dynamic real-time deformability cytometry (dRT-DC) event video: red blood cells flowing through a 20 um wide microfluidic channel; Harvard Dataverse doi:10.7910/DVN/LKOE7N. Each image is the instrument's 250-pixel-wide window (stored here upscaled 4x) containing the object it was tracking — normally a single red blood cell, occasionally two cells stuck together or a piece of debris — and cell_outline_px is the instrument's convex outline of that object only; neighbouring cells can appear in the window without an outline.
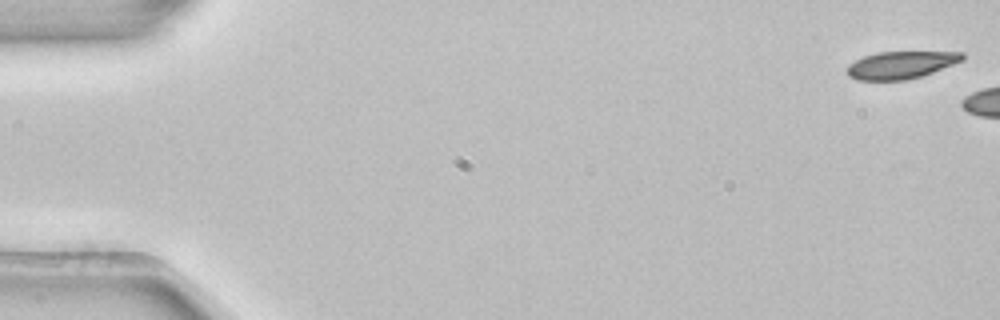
{"species": "common noctule bat (a hibernating species)", "species_latin": "Nyctalus noctula", "temperature_condition": "room temperature", "stored_images_in_passage": 6, "camera_frame_rate_fps": 3000, "um_per_image_px": 0.085, "animal": {"sex": "female", "body_mass_g": 22.7, "forearm_length_mm": 54.2}, "frame": {"image": 1, "passage_image": 1, "time_ms": 0.0, "image_size_px": [1000, 320], "cell_outline_px": [[964, 60], [932, 72], [920, 76], [904, 80], [856, 80], [848, 76], [848, 64], [864, 56], [876, 52], [964, 52]], "centroid_in_image_um": [76.56, 5.52], "position_along_channel_um": 8.4, "area_um2": 18.26}}